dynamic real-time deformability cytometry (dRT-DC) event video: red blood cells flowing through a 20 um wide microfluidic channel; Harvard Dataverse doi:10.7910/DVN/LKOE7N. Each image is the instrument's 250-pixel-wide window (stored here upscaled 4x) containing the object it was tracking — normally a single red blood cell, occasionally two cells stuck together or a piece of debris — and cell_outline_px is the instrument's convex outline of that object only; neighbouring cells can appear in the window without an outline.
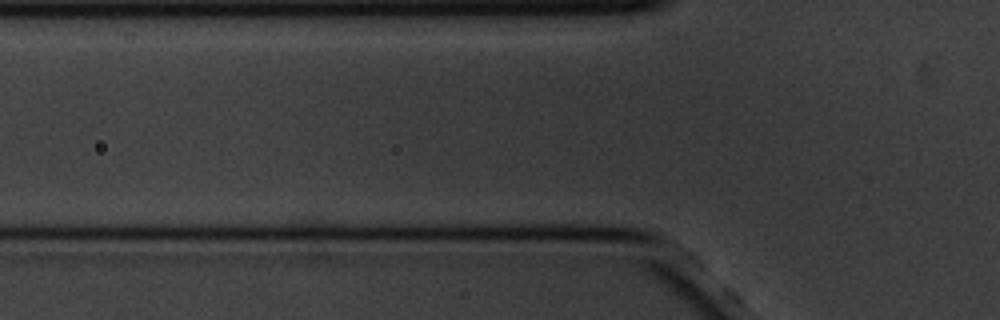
{"species": "common noctule bat (a hibernating species)", "species_latin": "Nyctalus noctula", "temperature_condition": "cold", "stored_images_in_passage": 3, "camera_frame_rate_fps": 3000, "um_per_image_px": 0.085, "animal": {"sex": "male", "body_mass_g": 20.1, "forearm_length_mm": 53.5}, "frame": {"image": 1, "passage_image": 2, "time_ms": 0.333, "image_size_px": [1000, 320], "cell_outline_px": [[596, 28], [568, 32], [368, 32], [384, 12], [592, 12]], "centroid_in_image_um": [41.13, 1.87], "position_along_channel_um": 84.7, "area_um2": 31.15}}